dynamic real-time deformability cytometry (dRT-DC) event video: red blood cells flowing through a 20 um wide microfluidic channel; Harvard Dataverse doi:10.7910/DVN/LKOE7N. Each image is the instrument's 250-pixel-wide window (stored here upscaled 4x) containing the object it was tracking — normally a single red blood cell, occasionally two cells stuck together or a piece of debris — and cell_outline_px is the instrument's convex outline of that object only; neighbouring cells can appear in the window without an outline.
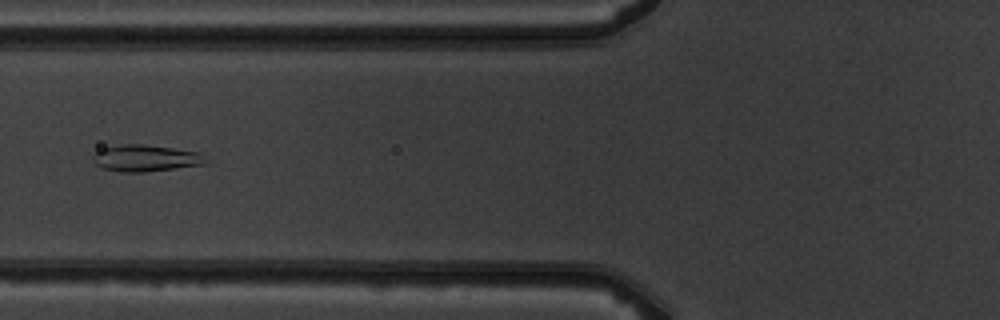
{"species": "common noctule bat (a hibernating species)", "species_latin": "Nyctalus noctula", "temperature_condition": "warm", "stored_images_in_passage": 6, "camera_frame_rate_fps": 3000, "um_per_image_px": 0.085, "animal": {"sex": "male", "body_mass_g": 19.5, "forearm_length_mm": 54.6}, "frame": {"image": 1, "passage_image": 6, "time_ms": 6.667, "image_size_px": [1000, 320], "cell_outline_px": [[208, 164], [144, 172], [120, 172], [104, 168], [96, 164], [92, 160], [92, 156], [96, 152], [104, 148], [116, 144], [144, 144], [200, 152]], "centroid_in_image_um": [12.37, 13.44], "position_along_channel_um": 113.4, "area_um2": 17.51}}